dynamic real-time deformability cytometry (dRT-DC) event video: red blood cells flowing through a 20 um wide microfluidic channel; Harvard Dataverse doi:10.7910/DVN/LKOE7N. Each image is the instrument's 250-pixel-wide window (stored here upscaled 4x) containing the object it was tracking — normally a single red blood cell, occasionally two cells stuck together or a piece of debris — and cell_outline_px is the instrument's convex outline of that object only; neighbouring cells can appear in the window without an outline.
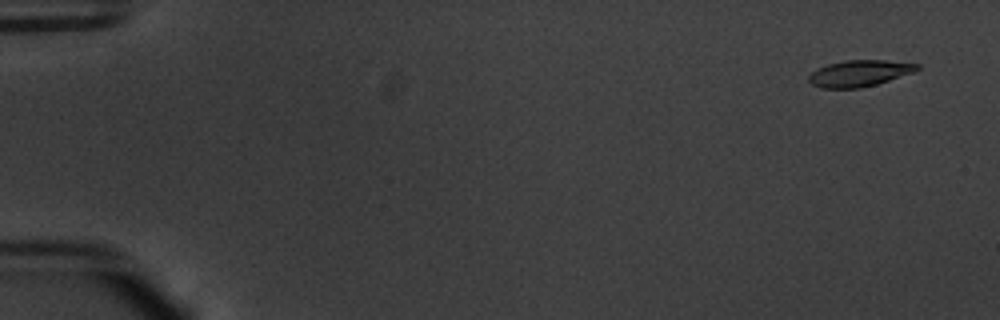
{"species": "common noctule bat (a hibernating species)", "species_latin": "Nyctalus noctula", "temperature_condition": "warm", "stored_images_in_passage": 54, "camera_frame_rate_fps": 3000, "um_per_image_px": 0.085, "animal": {"sex": "male", "body_mass_g": 20.1, "forearm_length_mm": 53.5}, "frame": {"image": 1, "passage_image": 3, "time_ms": 0.667, "image_size_px": [1000, 320], "cell_outline_px": [[920, 68], [912, 72], [876, 84], [860, 88], [820, 88], [812, 84], [808, 80], [808, 76], [812, 72], [828, 64], [848, 60], [884, 60], [920, 64]], "centroid_in_image_um": [73.03, 6.23], "position_along_channel_um": 12.0, "area_um2": 16.36}}
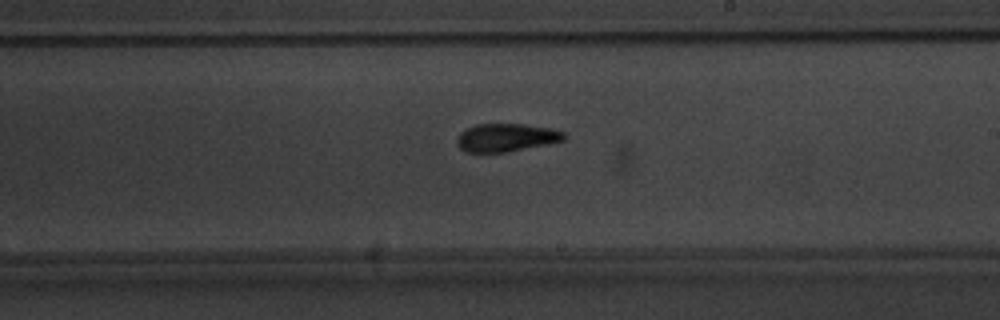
{"frame": {"image": 2, "passage_image": 33, "time_ms": 10.667, "image_size_px": [1000, 320], "cell_outline_px": [[564, 140], [548, 144], [504, 152], [464, 152], [456, 144], [456, 140], [460, 132], [476, 124], [524, 124], [552, 128], [564, 132]], "centroid_in_image_um": [43.0, 11.69], "position_along_channel_um": 246.0, "area_um2": 17.46}}
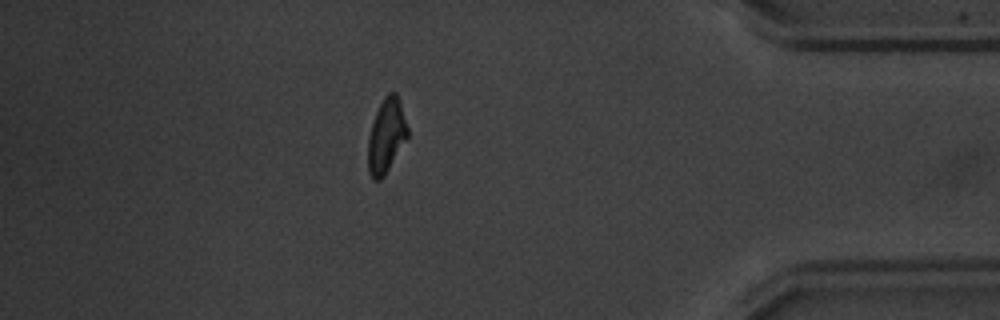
{"frame": {"image": 3, "passage_image": 48, "time_ms": 15.667, "image_size_px": [1000, 320], "cell_outline_px": [[408, 136], [384, 176], [380, 180], [372, 180], [368, 172], [368, 136], [376, 112], [384, 96], [388, 92], [396, 92], [400, 100], [408, 128]], "centroid_in_image_um": [32.83, 11.53], "position_along_channel_um": 402.4, "area_um2": 17.11}, "authors_computed_cell_mechanics": {"area_um2": 17.34, "velocity_mm_per_s": 3.792, "shape_relaxation_time_tau1_ms": 2.9484, "shape_relaxation_time_tau2_ms": 2.3627, "deformation_change_tau1": 0.1823, "deformation_change_tau2": 0.1064}}